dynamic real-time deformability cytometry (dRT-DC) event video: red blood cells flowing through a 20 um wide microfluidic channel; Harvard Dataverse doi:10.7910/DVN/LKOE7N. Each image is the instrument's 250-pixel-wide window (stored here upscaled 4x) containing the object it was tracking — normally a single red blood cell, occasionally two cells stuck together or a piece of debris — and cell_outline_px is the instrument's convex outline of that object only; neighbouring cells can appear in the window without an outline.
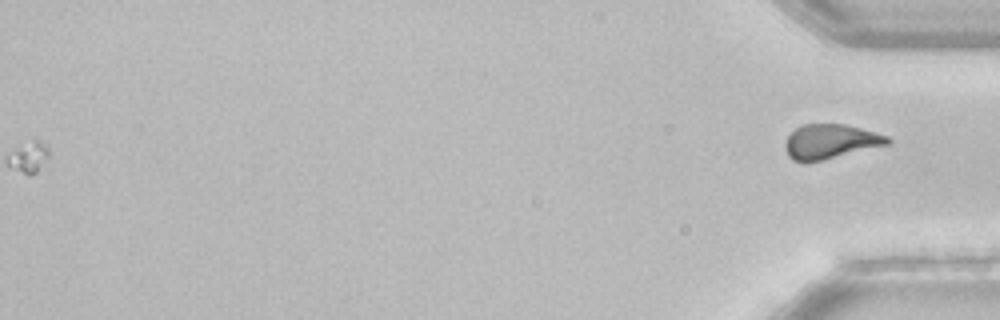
{"species": "common noctule bat (a hibernating species)", "species_latin": "Nyctalus noctula", "temperature_condition": "room temperature", "stored_images_in_passage": 46, "camera_frame_rate_fps": 3000, "um_per_image_px": 0.085, "animal": {"sex": "female", "body_mass_g": 22.7, "forearm_length_mm": 54.2}, "frame": {"image": 1, "passage_image": 46, "time_ms": 15.0, "image_size_px": [1000, 320], "cell_outline_px": [[892, 144], [804, 164], [792, 160], [788, 156], [784, 144], [788, 136], [800, 124], [844, 124], [860, 128], [888, 136], [892, 140]], "centroid_in_image_um": [70.58, 12.05], "position_along_channel_um": 364.6, "area_um2": 20.87}}